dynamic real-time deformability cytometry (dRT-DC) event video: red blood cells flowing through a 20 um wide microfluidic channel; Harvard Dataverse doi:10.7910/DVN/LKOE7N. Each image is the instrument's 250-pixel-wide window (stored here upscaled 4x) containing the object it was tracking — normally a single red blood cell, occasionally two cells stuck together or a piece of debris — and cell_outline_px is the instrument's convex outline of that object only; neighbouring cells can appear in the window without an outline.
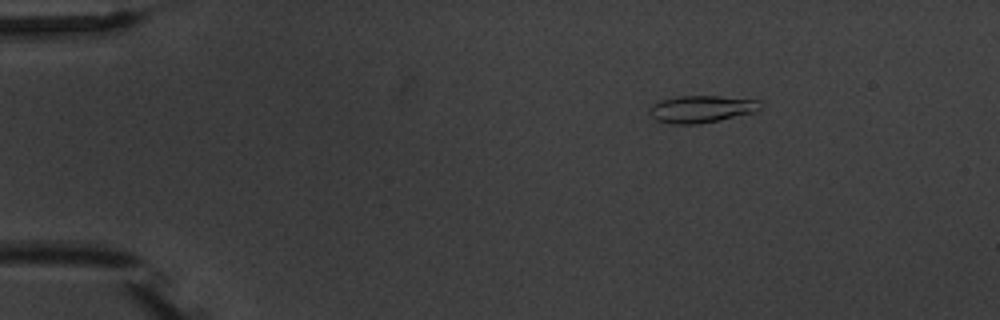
{"species": "common noctule bat (a hibernating species)", "species_latin": "Nyctalus noctula", "temperature_condition": "warm", "stored_images_in_passage": 6, "camera_frame_rate_fps": 3000, "um_per_image_px": 0.085, "animal": {"sex": "male", "body_mass_g": 20.1, "forearm_length_mm": 53.5}, "frame": {"image": 1, "passage_image": 1, "time_ms": 0.0, "image_size_px": [1000, 320], "cell_outline_px": [[760, 108], [756, 112], [720, 120], [696, 124], [672, 124], [656, 120], [648, 112], [652, 104], [660, 100], [680, 96], [720, 96], [760, 100]], "centroid_in_image_um": [59.62, 9.27], "position_along_channel_um": 25.4, "area_um2": 17.57}}
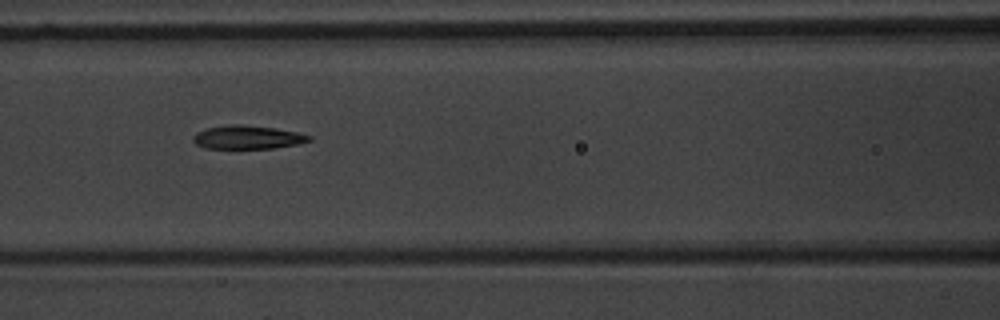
{"frame": {"image": 2, "passage_image": 5, "time_ms": 5.333, "image_size_px": [1000, 320], "cell_outline_px": [[312, 140], [300, 144], [272, 148], [204, 148], [196, 144], [192, 140], [192, 136], [196, 132], [208, 128], [228, 124], [240, 124], [276, 128], [296, 132], [312, 136]], "centroid_in_image_um": [21.04, 11.66], "position_along_channel_um": 145.6, "area_um2": 15.95}}
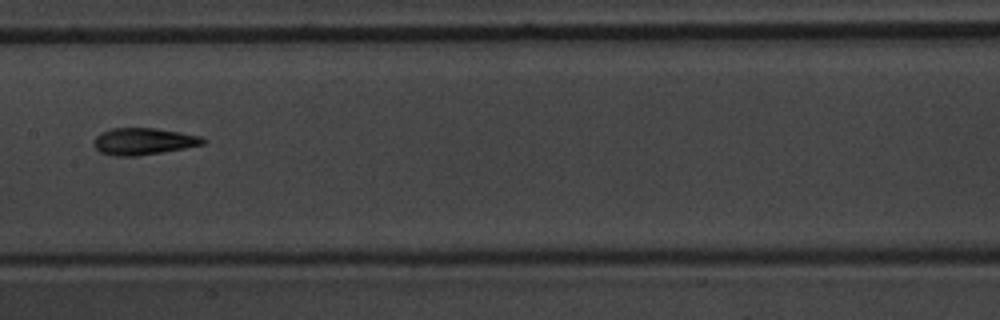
{"frame": {"image": 3, "passage_image": 6, "time_ms": 6.667, "image_size_px": [1000, 320], "cell_outline_px": [[208, 140], [204, 144], [184, 148], [136, 156], [112, 156], [100, 152], [92, 144], [96, 136], [100, 132], [112, 128], [156, 128], [180, 132], [200, 136]], "centroid_in_image_um": [12.17, 12.01], "position_along_channel_um": 195.2, "area_um2": 17.11}}